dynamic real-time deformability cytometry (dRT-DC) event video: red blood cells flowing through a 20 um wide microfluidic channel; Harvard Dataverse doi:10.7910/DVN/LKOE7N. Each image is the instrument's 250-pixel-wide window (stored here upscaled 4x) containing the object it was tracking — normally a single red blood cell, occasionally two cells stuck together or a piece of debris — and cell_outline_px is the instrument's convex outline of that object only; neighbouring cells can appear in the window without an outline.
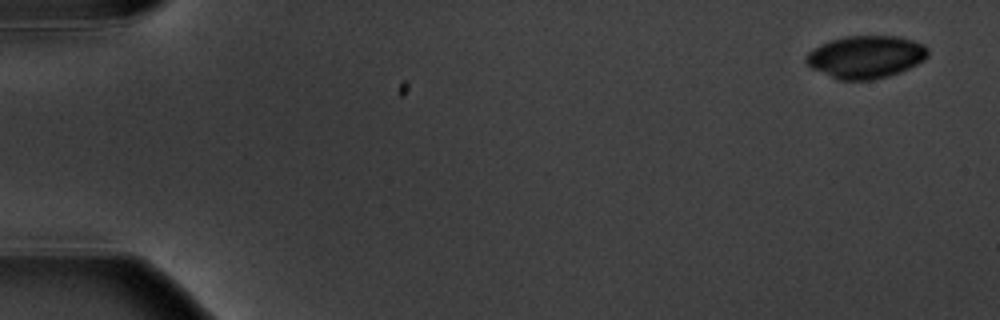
{"species": "common noctule bat (a hibernating species)", "species_latin": "Nyctalus noctula", "temperature_condition": "warm", "stored_images_in_passage": 11, "camera_frame_rate_fps": 3000, "um_per_image_px": 0.085, "animal": {"sex": "male", "body_mass_g": 20.1, "forearm_length_mm": 53.5}, "frame": {"image": 1, "passage_image": 1, "time_ms": 0.0, "image_size_px": [1000, 320], "cell_outline_px": [[928, 56], [924, 60], [900, 72], [888, 76], [872, 80], [836, 80], [812, 68], [804, 60], [808, 52], [820, 44], [844, 36], [896, 36], [912, 40], [924, 44], [928, 48]], "centroid_in_image_um": [73.58, 4.84], "position_along_channel_um": 11.4, "area_um2": 30.29}}